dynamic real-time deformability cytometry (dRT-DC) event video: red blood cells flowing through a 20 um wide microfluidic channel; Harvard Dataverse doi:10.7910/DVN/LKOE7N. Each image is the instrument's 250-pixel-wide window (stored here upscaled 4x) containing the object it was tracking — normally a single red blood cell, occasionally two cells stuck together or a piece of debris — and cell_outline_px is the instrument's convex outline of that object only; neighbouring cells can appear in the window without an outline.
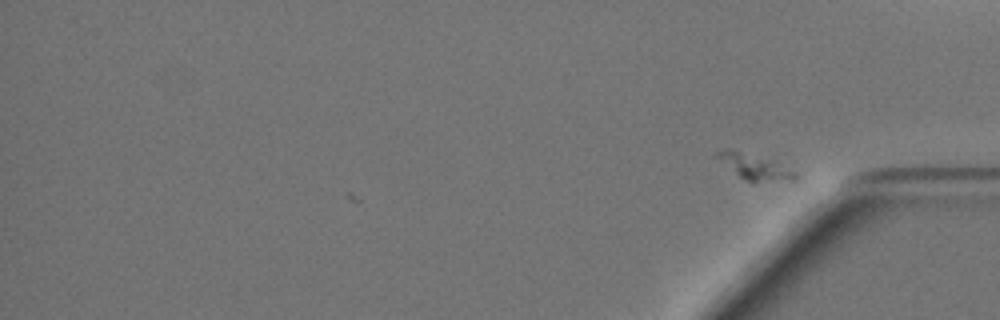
{"species": "Egyptian fruit bat (a non-hibernating species)", "species_latin": "Rousettus aegyptiacus", "temperature_condition": "warm", "stored_images_in_passage": 38, "camera_frame_rate_fps": 3000, "um_per_image_px": 0.085, "animal": {"sex": "female"}, "frame": {"image": 1, "passage_image": 38, "time_ms": 12.333, "image_size_px": [1000, 320], "cell_outline_px": [[796, 176], [756, 180], [744, 180], [712, 156], [716, 152], [728, 148], [732, 148], [796, 172]], "centroid_in_image_um": [63.83, 14.09], "position_along_channel_um": 371.4, "area_um2": 10.17}}